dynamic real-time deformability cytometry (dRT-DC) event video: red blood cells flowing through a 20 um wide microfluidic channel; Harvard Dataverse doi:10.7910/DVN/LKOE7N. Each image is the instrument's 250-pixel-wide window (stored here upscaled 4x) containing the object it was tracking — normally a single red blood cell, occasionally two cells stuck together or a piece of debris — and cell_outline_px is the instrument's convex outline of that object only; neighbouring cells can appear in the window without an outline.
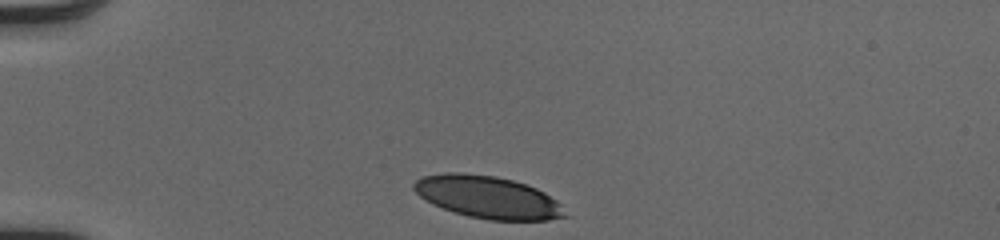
{"species": "human", "species_latin": "Homo sapiens", "temperature_condition": "cold", "stored_images_in_passage": 32, "camera_frame_rate_fps": 3000, "um_per_image_px": 0.085, "donor": {"sex": "male"}, "frame": {"image": 1, "passage_image": 1, "time_ms": 0.0, "image_size_px": [1000, 240], "cell_outline_px": [[572, 216], [548, 220], [488, 220], [468, 216], [432, 204], [420, 196], [412, 188], [412, 184], [416, 180], [424, 176], [444, 172], [460, 172], [496, 176], [512, 180], [536, 188], [544, 192], [556, 200]], "centroid_in_image_um": [41.49, 16.76], "position_along_channel_um": 43.5, "area_um2": 37.4}}
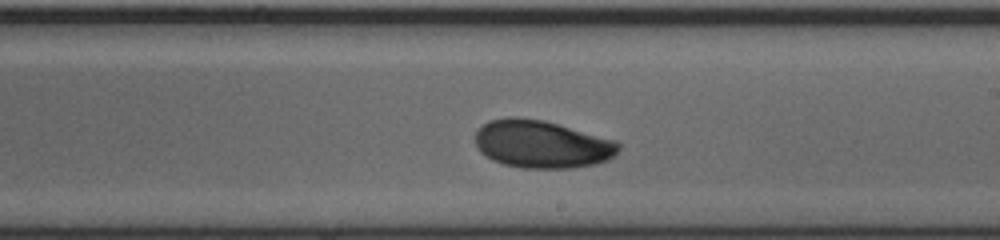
{"frame": {"image": 2, "passage_image": 19, "time_ms": 6.0, "image_size_px": [1000, 240], "cell_outline_px": [[620, 148], [608, 160], [596, 164], [572, 168], [520, 168], [504, 164], [492, 160], [480, 152], [476, 144], [476, 132], [488, 120], [508, 116], [516, 116], [544, 120], [616, 140], [620, 144]], "centroid_in_image_um": [46.05, 12.25], "position_along_channel_um": 243.0, "area_um2": 40.06}}
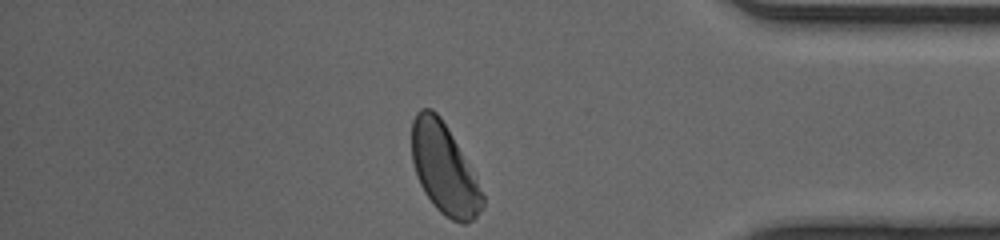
{"frame": {"image": 3, "passage_image": 32, "time_ms": 10.333, "image_size_px": [1000, 240], "cell_outline_px": [[484, 208], [472, 220], [464, 224], [460, 224], [444, 216], [432, 204], [424, 192], [416, 176], [412, 160], [412, 120], [416, 112], [420, 108], [432, 108], [440, 116], [476, 176], [484, 196]], "centroid_in_image_um": [37.75, 14.38], "position_along_channel_um": 397.4, "area_um2": 37.34}, "authors_computed_cell_mechanics": {"area_um2": 39.3329, "velocity_mm_per_s": 4.0548, "shape_relaxation_time_tau1_ms": 3.4888, "shape_relaxation_time_tau2_ms": null, "deformation_change_tau1": 0.1369, "deformation_change_tau2": null}}